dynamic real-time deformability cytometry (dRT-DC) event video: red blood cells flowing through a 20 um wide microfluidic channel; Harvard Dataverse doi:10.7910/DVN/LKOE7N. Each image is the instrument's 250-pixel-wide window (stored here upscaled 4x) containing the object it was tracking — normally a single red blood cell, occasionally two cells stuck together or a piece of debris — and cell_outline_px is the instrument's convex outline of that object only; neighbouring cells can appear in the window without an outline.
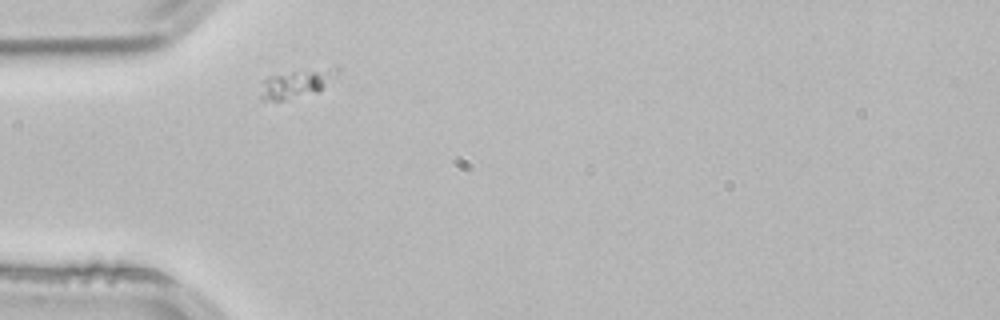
{"species": "common noctule bat (a hibernating species)", "species_latin": "Nyctalus noctula", "temperature_condition": "room temperature", "stored_images_in_passage": 33, "camera_frame_rate_fps": 3000, "um_per_image_px": 0.085, "animal": {"sex": "male", "body_mass_g": 21.5, "forearm_length_mm": 52.0}, "frame": {"image": 1, "passage_image": 1, "time_ms": 0.0, "image_size_px": [1000, 320], "cell_outline_px": [[340, 72], [320, 92], [284, 100], [260, 100], [260, 96], [264, 80], [268, 76], [336, 64], [340, 68]], "centroid_in_image_um": [25.33, 7.06], "position_along_channel_um": 59.7, "area_um2": 13.06}}
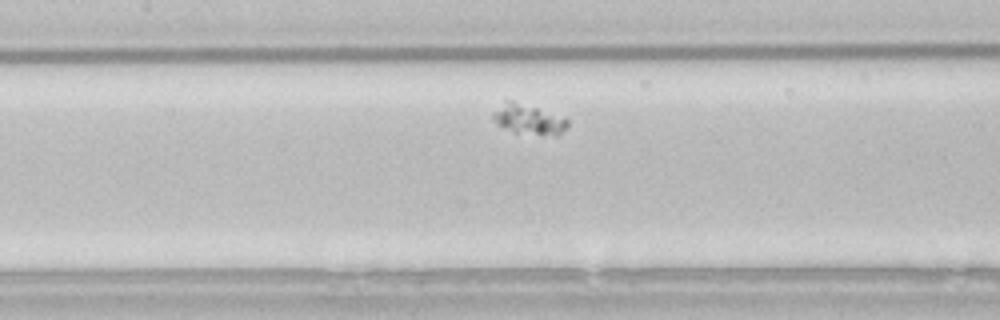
{"frame": {"image": 2, "passage_image": 10, "time_ms": 3.0, "image_size_px": [1000, 320], "cell_outline_px": [[568, 128], [560, 136], [556, 136], [516, 132], [496, 124], [492, 116], [492, 112], [504, 100], [512, 100], [536, 108], [568, 120]], "centroid_in_image_um": [44.91, 10.15], "position_along_channel_um": 162.5, "area_um2": 12.89}}
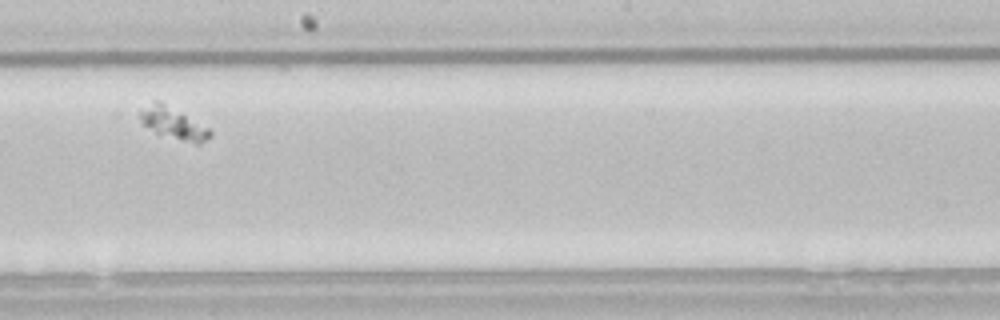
{"frame": {"image": 3, "passage_image": 16, "time_ms": 5.0, "image_size_px": [1000, 320], "cell_outline_px": [[212, 136], [200, 144], [196, 144], [180, 140], [156, 132], [144, 124], [140, 120], [140, 112], [152, 100], [160, 100], [208, 128], [212, 132]], "centroid_in_image_um": [14.75, 10.47], "position_along_channel_um": 233.5, "area_um2": 12.66}}